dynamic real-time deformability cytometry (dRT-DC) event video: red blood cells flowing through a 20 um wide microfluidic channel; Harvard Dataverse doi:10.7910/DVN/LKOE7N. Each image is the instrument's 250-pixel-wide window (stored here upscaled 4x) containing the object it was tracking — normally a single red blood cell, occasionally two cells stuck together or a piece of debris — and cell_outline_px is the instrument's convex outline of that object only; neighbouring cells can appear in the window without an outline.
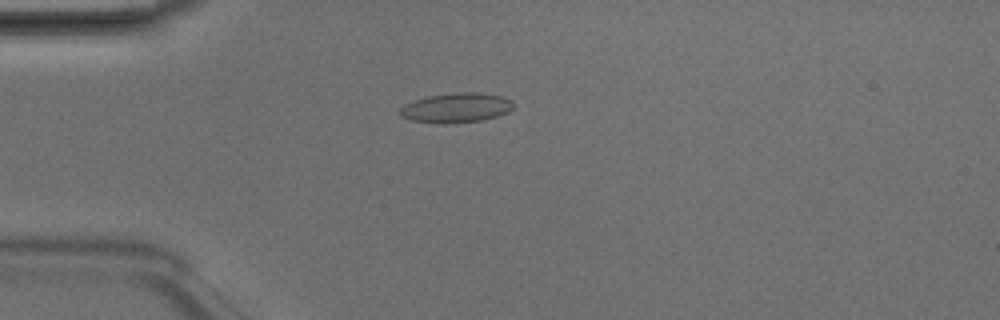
{"species": "Egyptian fruit bat (a non-hibernating species)", "species_latin": "Rousettus aegyptiacus", "temperature_condition": "room temperature", "stored_images_in_passage": 6, "camera_frame_rate_fps": 3000, "um_per_image_px": 0.085, "animal": {"sex": "male"}, "frame": {"image": 1, "passage_image": 4, "time_ms": 1.0, "image_size_px": [1000, 320], "cell_outline_px": [[512, 108], [508, 112], [496, 116], [480, 120], [452, 124], [440, 124], [412, 120], [400, 116], [400, 108], [404, 104], [428, 96], [460, 92], [476, 92], [504, 96], [512, 100]], "centroid_in_image_um": [38.78, 9.16], "position_along_channel_um": 46.2, "area_um2": 19.59}}